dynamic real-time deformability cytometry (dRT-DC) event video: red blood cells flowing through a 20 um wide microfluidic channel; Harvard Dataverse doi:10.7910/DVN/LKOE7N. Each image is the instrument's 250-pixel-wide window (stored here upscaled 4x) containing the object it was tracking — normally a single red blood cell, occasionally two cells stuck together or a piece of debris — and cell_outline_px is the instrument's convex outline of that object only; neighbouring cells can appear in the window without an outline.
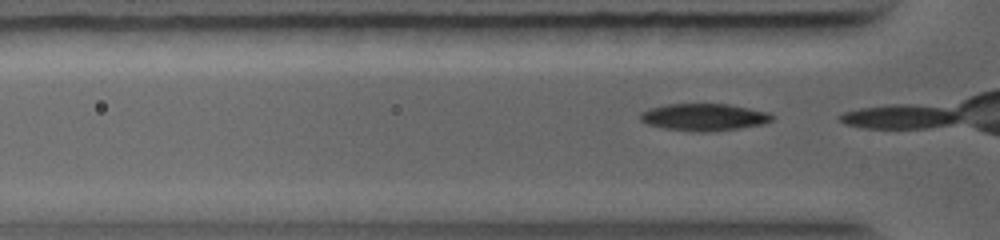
{"species": "common noctule bat (a hibernating species)", "species_latin": "Nyctalus noctula", "temperature_condition": "warm", "stored_images_in_passage": 4, "camera_frame_rate_fps": 5000, "um_per_image_px": 0.085, "animal": {"sex": "female", "body_mass_g": 19.0, "forearm_length_mm": 56.7}, "frame": {"image": 1, "passage_image": 2, "time_ms": 0.2, "image_size_px": [1000, 240], "cell_outline_px": [[776, 116], [772, 120], [764, 124], [736, 128], [704, 132], [700, 132], [664, 128], [648, 124], [640, 120], [640, 112], [648, 108], [668, 104], [728, 104], [768, 112]], "centroid_in_image_um": [59.83, 9.95], "position_along_channel_um": 66.0, "area_um2": 20.69}}